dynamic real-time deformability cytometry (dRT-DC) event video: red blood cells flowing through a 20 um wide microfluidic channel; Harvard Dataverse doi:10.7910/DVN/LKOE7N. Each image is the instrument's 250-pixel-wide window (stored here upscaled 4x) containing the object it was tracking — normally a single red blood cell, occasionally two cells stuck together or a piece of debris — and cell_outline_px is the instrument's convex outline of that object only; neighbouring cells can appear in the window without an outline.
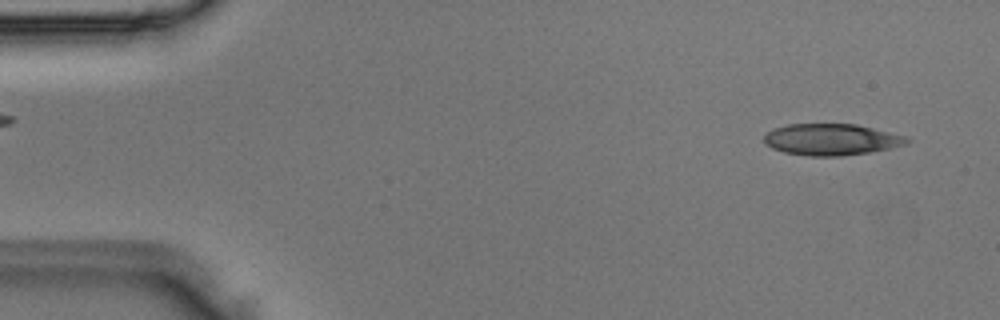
{"species": "Egyptian fruit bat (a non-hibernating species)", "species_latin": "Rousettus aegyptiacus", "temperature_condition": "room temperature", "stored_images_in_passage": 46, "camera_frame_rate_fps": 3000, "um_per_image_px": 0.085, "animal": {"sex": "male"}, "frame": {"image": 1, "passage_image": 2, "time_ms": 0.333, "image_size_px": [1000, 320], "cell_outline_px": [[912, 140], [908, 144], [868, 152], [840, 156], [808, 156], [784, 152], [772, 148], [764, 144], [764, 136], [772, 128], [788, 124], [856, 124], [908, 136]], "centroid_in_image_um": [70.67, 11.85], "position_along_channel_um": 14.3, "area_um2": 26.3}}
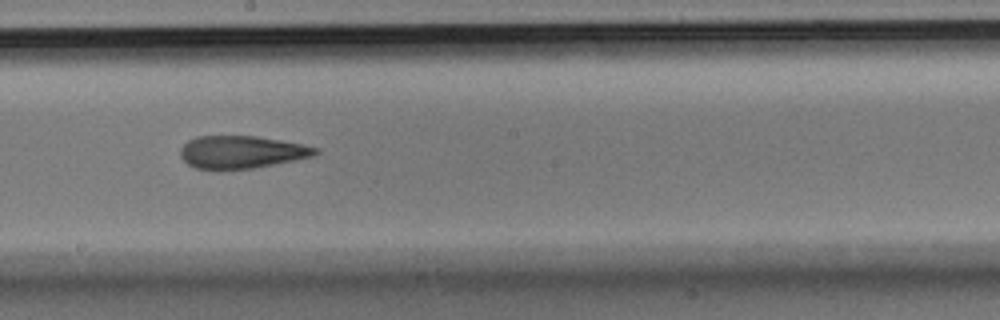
{"frame": {"image": 2, "passage_image": 25, "time_ms": 8.0, "image_size_px": [1000, 320], "cell_outline_px": [[320, 152], [316, 156], [296, 160], [252, 168], [220, 172], [196, 168], [188, 164], [180, 156], [180, 148], [188, 140], [196, 136], [256, 136], [280, 140], [320, 148]], "centroid_in_image_um": [20.51, 12.95], "position_along_channel_um": 227.7, "area_um2": 26.24}}
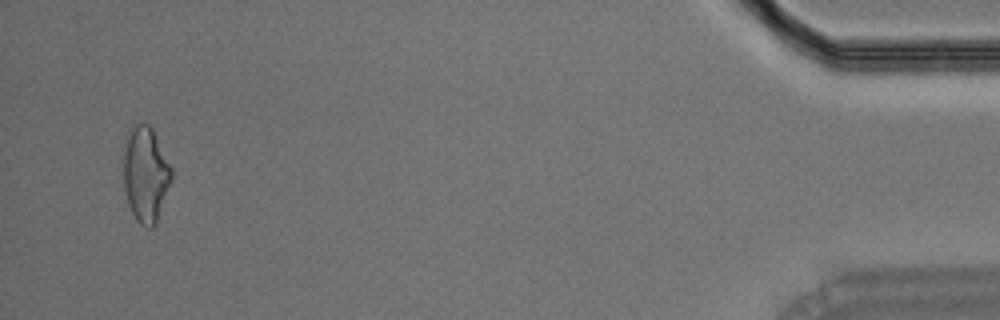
{"frame": {"image": 3, "passage_image": 45, "time_ms": 14.667, "image_size_px": [1000, 320], "cell_outline_px": [[172, 180], [156, 224], [152, 228], [148, 228], [140, 224], [136, 220], [128, 204], [124, 188], [124, 156], [132, 124], [140, 120], [148, 124], [152, 128], [172, 168]], "centroid_in_image_um": [12.4, 14.83], "position_along_channel_um": 422.8, "area_um2": 26.65}}